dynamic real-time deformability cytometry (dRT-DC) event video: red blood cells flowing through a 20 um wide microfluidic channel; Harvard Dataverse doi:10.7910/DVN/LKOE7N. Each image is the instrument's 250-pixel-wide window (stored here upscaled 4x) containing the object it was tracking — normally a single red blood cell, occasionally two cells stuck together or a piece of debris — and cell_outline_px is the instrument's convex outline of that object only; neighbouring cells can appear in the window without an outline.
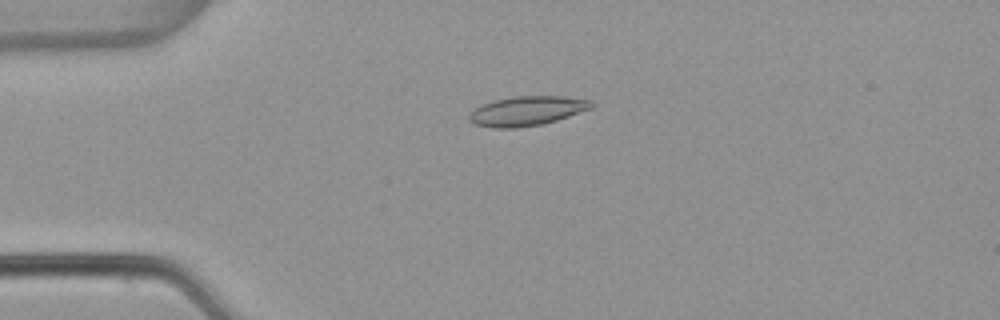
{"species": "common noctule bat (a hibernating species)", "species_latin": "Nyctalus noctula", "temperature_condition": "warm", "stored_images_in_passage": 5, "camera_frame_rate_fps": 3000, "um_per_image_px": 0.085, "animal": {"sex": "female", "body_mass_g": 22.7, "forearm_length_mm": 54.2}, "frame": {"image": 1, "passage_image": 4, "time_ms": 1.0, "image_size_px": [1000, 320], "cell_outline_px": [[596, 104], [592, 108], [544, 124], [516, 128], [492, 128], [472, 124], [468, 120], [468, 112], [480, 104], [492, 100], [512, 96], [564, 96], [592, 100]], "centroid_in_image_um": [44.73, 9.42], "position_along_channel_um": 40.3, "area_um2": 21.5}}
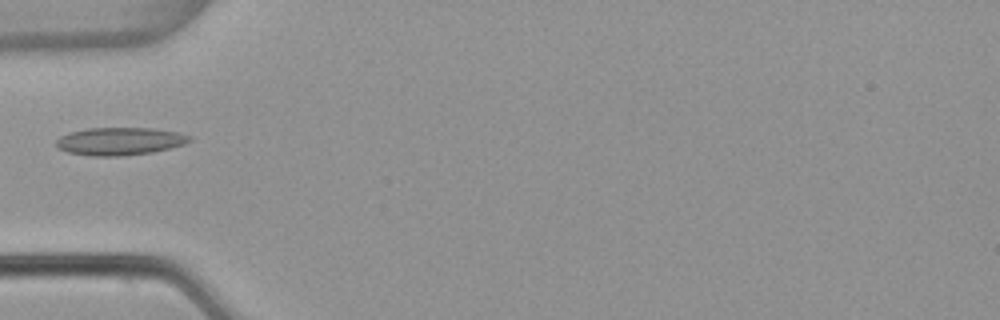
{"frame": {"image": 2, "passage_image": 5, "time_ms": 1.333, "image_size_px": [1000, 320], "cell_outline_px": [[192, 140], [184, 144], [152, 152], [120, 156], [92, 156], [68, 152], [60, 148], [56, 144], [56, 140], [60, 136], [68, 132], [88, 128], [152, 128], [176, 132], [192, 136]], "centroid_in_image_um": [10.17, 12.0], "position_along_channel_um": 74.8, "area_um2": 21.44}}